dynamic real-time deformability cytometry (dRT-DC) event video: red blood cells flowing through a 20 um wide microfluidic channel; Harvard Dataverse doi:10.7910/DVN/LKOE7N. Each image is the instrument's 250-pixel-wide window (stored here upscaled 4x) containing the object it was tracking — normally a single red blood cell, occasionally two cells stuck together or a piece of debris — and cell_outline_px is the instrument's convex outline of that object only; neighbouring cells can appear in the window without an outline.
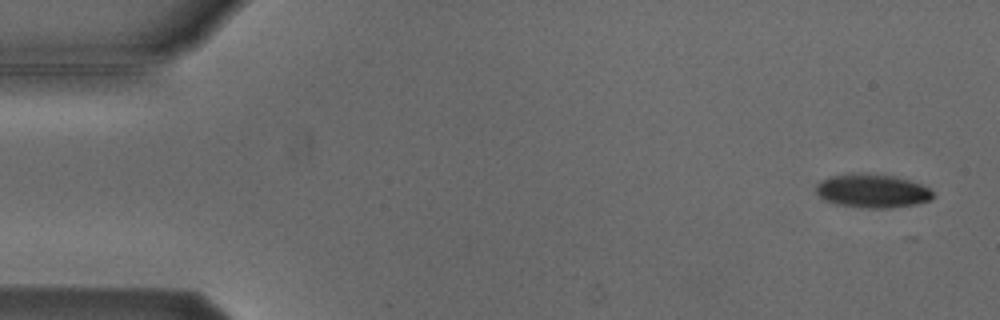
{"species": "Egyptian fruit bat (a non-hibernating species)", "species_latin": "Rousettus aegyptiacus", "temperature_condition": "cold", "stored_images_in_passage": 4, "camera_frame_rate_fps": 3000, "um_per_image_px": 0.085, "animal": {"sex": "male"}, "frame": {"image": 1, "passage_image": 1, "time_ms": 0.0, "image_size_px": [1000, 320], "cell_outline_px": [[936, 196], [928, 200], [916, 204], [892, 208], [860, 208], [836, 204], [824, 200], [816, 192], [816, 184], [820, 180], [828, 176], [848, 172], [872, 172], [896, 176], [920, 184], [928, 188]], "centroid_in_image_um": [74.09, 16.2], "position_along_channel_um": 10.9, "area_um2": 23.58}}
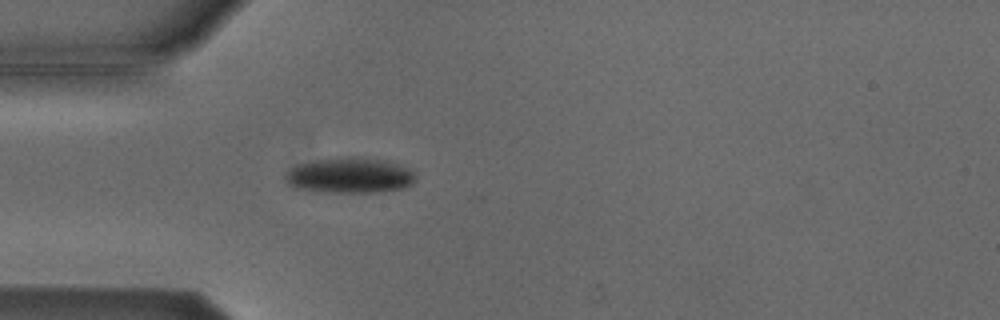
{"frame": {"image": 2, "passage_image": 4, "time_ms": 4.333, "image_size_px": [1000, 320], "cell_outline_px": [[416, 180], [412, 184], [404, 188], [376, 192], [316, 192], [296, 188], [288, 184], [284, 180], [284, 172], [288, 168], [296, 164], [316, 160], [348, 156], [352, 156], [380, 160], [412, 168], [416, 176]], "centroid_in_image_um": [29.68, 14.91], "position_along_channel_um": 55.3, "area_um2": 27.34}}